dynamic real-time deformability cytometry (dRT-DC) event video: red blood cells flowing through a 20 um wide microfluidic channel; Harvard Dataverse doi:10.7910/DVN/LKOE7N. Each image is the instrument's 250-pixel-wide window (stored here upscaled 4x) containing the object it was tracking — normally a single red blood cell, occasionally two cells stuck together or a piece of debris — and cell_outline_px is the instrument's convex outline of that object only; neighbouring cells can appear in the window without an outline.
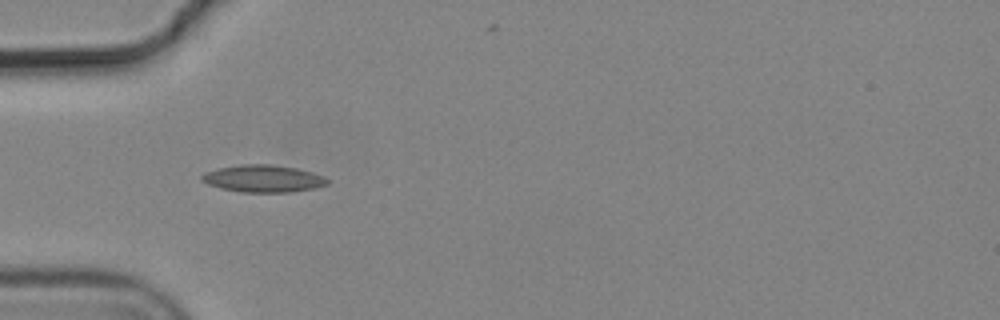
{"species": "common noctule bat (a hibernating species)", "species_latin": "Nyctalus noctula", "temperature_condition": "cold", "stored_images_in_passage": 2, "camera_frame_rate_fps": 3000, "um_per_image_px": 0.085, "animal": {"sex": "male", "body_mass_g": 19.2, "forearm_length_mm": 51.8}, "frame": {"image": 1, "passage_image": 1, "time_ms": 0.0, "image_size_px": [1000, 320], "cell_outline_px": [[328, 184], [316, 188], [288, 192], [244, 192], [220, 188], [208, 184], [200, 180], [200, 176], [204, 172], [220, 168], [240, 164], [272, 164], [296, 168], [312, 172], [324, 176], [328, 180]], "centroid_in_image_um": [22.36, 15.17], "position_along_channel_um": 62.6, "area_um2": 19.94}}
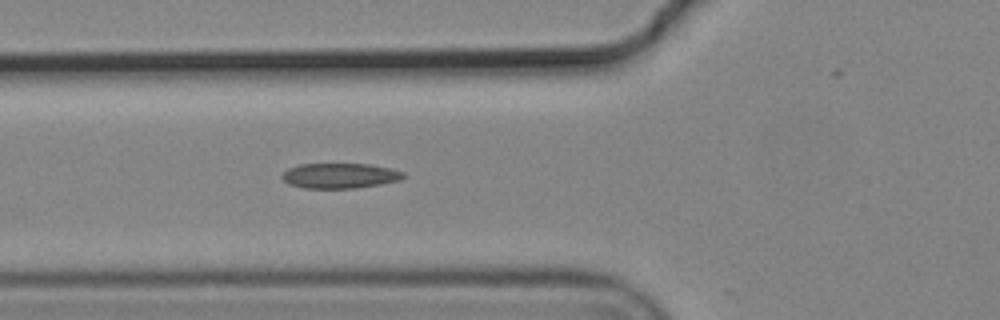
{"frame": {"image": 2, "passage_image": 2, "time_ms": 0.333, "image_size_px": [1000, 320], "cell_outline_px": [[404, 176], [400, 180], [380, 184], [356, 188], [304, 188], [288, 184], [280, 176], [288, 168], [300, 164], [368, 164], [392, 168], [404, 172]], "centroid_in_image_um": [28.88, 14.93], "position_along_channel_um": 96.9, "area_um2": 17.8}}